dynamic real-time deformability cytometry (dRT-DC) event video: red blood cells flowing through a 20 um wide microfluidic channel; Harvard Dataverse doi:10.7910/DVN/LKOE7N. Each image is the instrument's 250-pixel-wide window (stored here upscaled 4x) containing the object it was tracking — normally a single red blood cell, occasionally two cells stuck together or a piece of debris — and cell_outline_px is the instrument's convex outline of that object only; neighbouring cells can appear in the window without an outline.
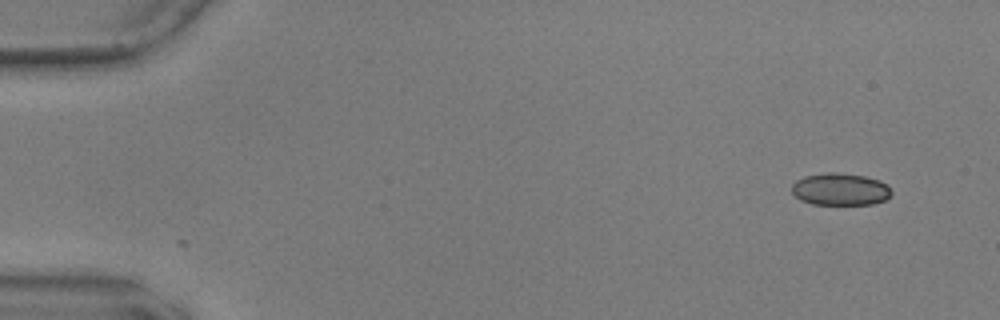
{"species": "common noctule bat (a hibernating species)", "species_latin": "Nyctalus noctula", "temperature_condition": "warm", "stored_images_in_passage": 53, "camera_frame_rate_fps": 3000, "um_per_image_px": 0.085, "animal": {"sex": "male", "body_mass_g": 17.9, "forearm_length_mm": 54.2}, "frame": {"image": 1, "passage_image": 1, "time_ms": 0.0, "image_size_px": [1000, 320], "cell_outline_px": [[892, 192], [884, 200], [872, 204], [812, 204], [800, 200], [792, 192], [792, 184], [796, 180], [804, 176], [824, 172], [836, 172], [864, 176], [880, 180], [888, 184]], "centroid_in_image_um": [71.41, 16.07], "position_along_channel_um": 13.6, "area_um2": 18.79}}
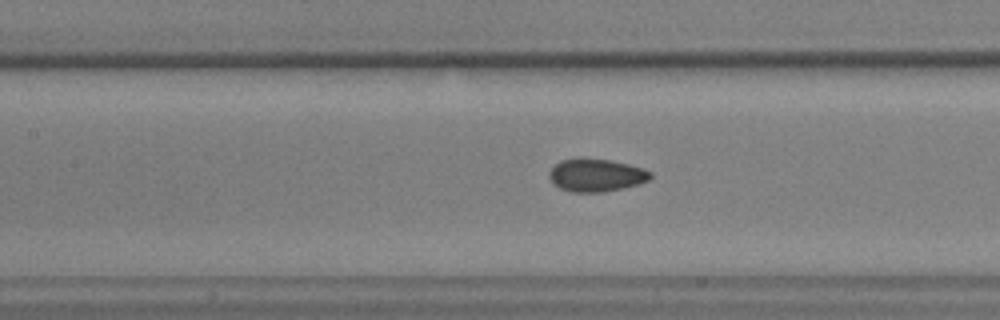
{"frame": {"image": 2, "passage_image": 23, "time_ms": 7.333, "image_size_px": [1000, 320], "cell_outline_px": [[652, 176], [648, 180], [636, 184], [604, 192], [572, 192], [560, 188], [552, 184], [548, 176], [548, 172], [560, 160], [608, 160], [628, 164], [644, 168], [652, 172]], "centroid_in_image_um": [50.66, 14.91], "position_along_channel_um": 156.7, "area_um2": 18.9}}
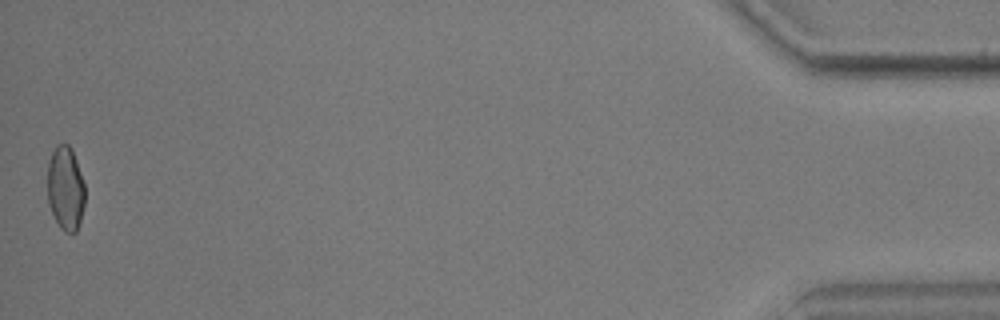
{"frame": {"image": 3, "passage_image": 53, "time_ms": 17.333, "image_size_px": [1000, 320], "cell_outline_px": [[84, 204], [80, 224], [76, 232], [72, 236], [64, 232], [60, 228], [48, 204], [48, 160], [56, 144], [68, 144], [72, 148], [84, 184]], "centroid_in_image_um": [5.57, 16.04], "position_along_channel_um": 429.6, "area_um2": 18.55}, "authors_computed_cell_mechanics": {"area_um2": 19.074, "velocity_mm_per_s": 3.6152, "shape_relaxation_time_tau1_ms": 4.2296, "shape_relaxation_time_tau2_ms": 0.9332, "deformation_change_tau1": 0.1134, "deformation_change_tau2": 0.0484}}